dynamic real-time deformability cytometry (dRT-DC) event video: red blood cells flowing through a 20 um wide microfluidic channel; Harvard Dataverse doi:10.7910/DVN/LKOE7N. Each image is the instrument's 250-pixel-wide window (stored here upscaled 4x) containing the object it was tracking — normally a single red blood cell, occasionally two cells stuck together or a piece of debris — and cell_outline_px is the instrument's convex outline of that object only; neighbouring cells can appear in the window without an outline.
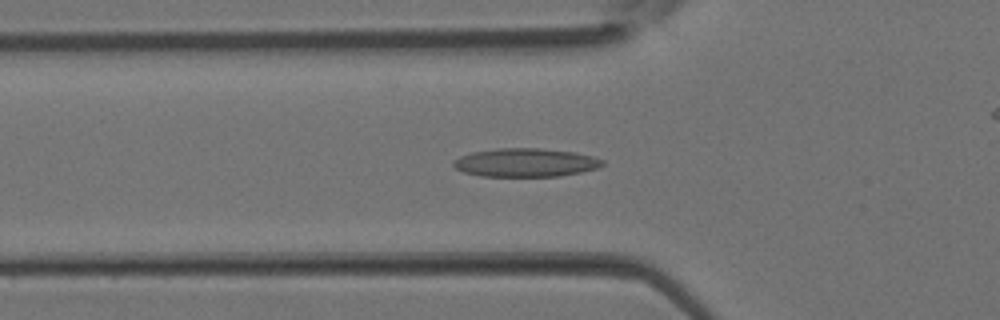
{"species": "Egyptian fruit bat (a non-hibernating species)", "species_latin": "Rousettus aegyptiacus", "temperature_condition": "room temperature", "stored_images_in_passage": 32, "camera_frame_rate_fps": 3000, "um_per_image_px": 0.085, "animal": {"sex": "female"}, "frame": {"image": 1, "passage_image": 12, "time_ms": 3.667, "image_size_px": [1000, 320], "cell_outline_px": [[604, 164], [600, 168], [560, 176], [480, 176], [464, 172], [456, 168], [452, 164], [452, 160], [460, 156], [472, 152], [496, 148], [540, 148], [576, 152], [592, 156], [604, 160]], "centroid_in_image_um": [44.68, 13.81], "position_along_channel_um": 81.1, "area_um2": 24.91}}
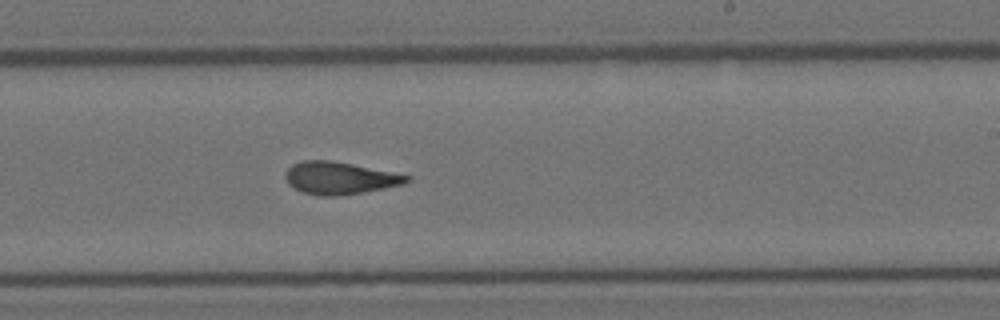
{"frame": {"image": 2, "passage_image": 22, "time_ms": 7.0, "image_size_px": [1000, 320], "cell_outline_px": [[412, 180], [404, 184], [364, 192], [336, 196], [320, 196], [304, 192], [288, 184], [284, 176], [284, 172], [292, 164], [300, 160], [332, 160], [412, 176]], "centroid_in_image_um": [28.86, 15.12], "position_along_channel_um": 260.1, "area_um2": 22.95}}
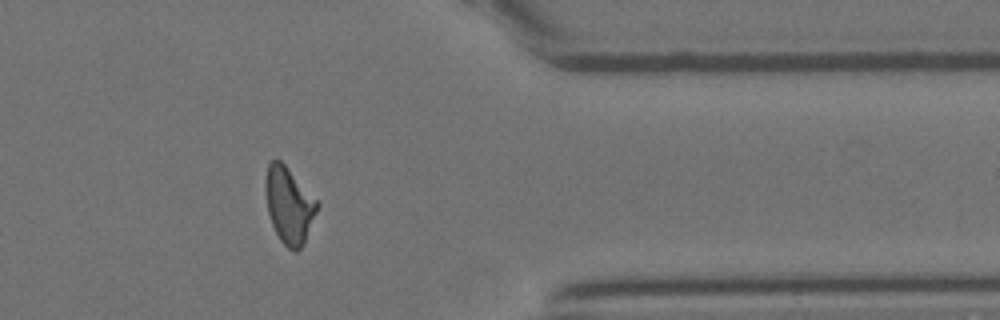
{"frame": {"image": 3, "passage_image": 30, "time_ms": 9.667, "image_size_px": [1000, 320], "cell_outline_px": [[320, 204], [304, 244], [296, 252], [292, 252], [280, 240], [272, 224], [268, 212], [264, 188], [264, 180], [268, 164], [276, 156], [284, 164]], "centroid_in_image_um": [24.55, 17.44], "position_along_channel_um": 386.9, "area_um2": 23.0}}